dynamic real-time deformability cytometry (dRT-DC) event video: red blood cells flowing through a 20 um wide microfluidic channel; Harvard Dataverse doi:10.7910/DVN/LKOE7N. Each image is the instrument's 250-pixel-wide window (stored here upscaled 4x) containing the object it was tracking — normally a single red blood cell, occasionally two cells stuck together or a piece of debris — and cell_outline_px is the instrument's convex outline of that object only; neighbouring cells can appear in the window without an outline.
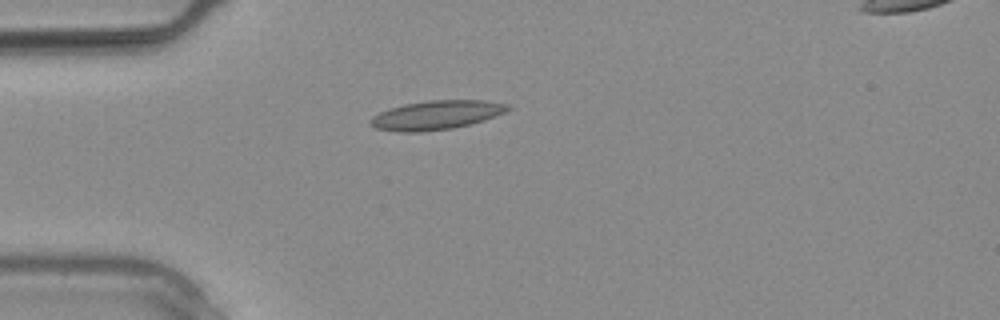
{"species": "common noctule bat (a hibernating species)", "species_latin": "Nyctalus noctula", "temperature_condition": "warm", "stored_images_in_passage": 22, "camera_frame_rate_fps": 3000, "um_per_image_px": 0.085, "animal": {"sex": "male", "body_mass_g": 20.4}, "frame": {"image": 1, "passage_image": 1, "time_ms": 0.0, "image_size_px": [1000, 320], "cell_outline_px": [[512, 108], [496, 116], [484, 120], [452, 128], [424, 132], [396, 132], [376, 128], [368, 120], [372, 116], [380, 112], [404, 104], [428, 100], [484, 100], [508, 104]], "centroid_in_image_um": [37.09, 9.78], "position_along_channel_um": 47.9, "area_um2": 23.18}}